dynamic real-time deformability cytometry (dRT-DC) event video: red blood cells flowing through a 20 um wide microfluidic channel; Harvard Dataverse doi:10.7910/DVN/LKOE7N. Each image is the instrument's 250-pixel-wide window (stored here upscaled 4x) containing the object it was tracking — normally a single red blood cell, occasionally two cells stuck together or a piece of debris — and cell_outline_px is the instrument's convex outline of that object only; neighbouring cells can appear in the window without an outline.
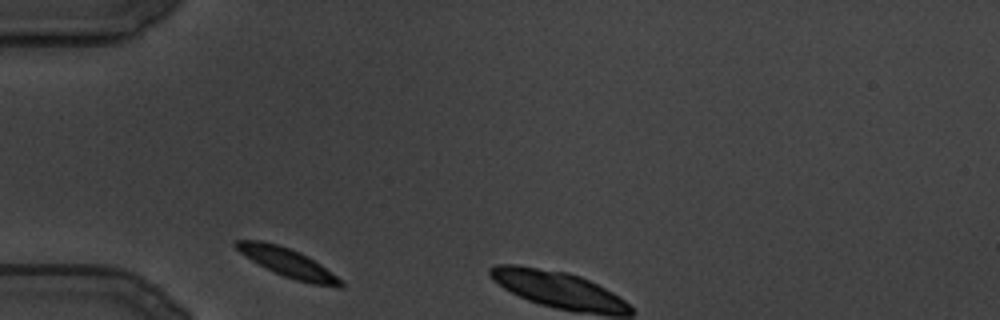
{"species": "common noctule bat (a hibernating species)", "species_latin": "Nyctalus noctula", "temperature_condition": "cold", "stored_images_in_passage": 9, "camera_frame_rate_fps": 3000, "um_per_image_px": 0.085, "animal": {"sex": "male", "body_mass_g": 19.5, "forearm_length_mm": 54.6}, "frame": {"image": 1, "passage_image": 1, "time_ms": 0.0, "image_size_px": [1000, 320], "cell_outline_px": [[344, 288], [340, 288], [312, 284], [296, 280], [284, 276], [252, 260], [240, 252], [232, 244], [236, 240], [260, 240], [276, 244], [300, 252], [320, 264], [336, 276], [344, 284]], "centroid_in_image_um": [24.47, 22.33], "position_along_channel_um": 60.5, "area_um2": 17.11}}